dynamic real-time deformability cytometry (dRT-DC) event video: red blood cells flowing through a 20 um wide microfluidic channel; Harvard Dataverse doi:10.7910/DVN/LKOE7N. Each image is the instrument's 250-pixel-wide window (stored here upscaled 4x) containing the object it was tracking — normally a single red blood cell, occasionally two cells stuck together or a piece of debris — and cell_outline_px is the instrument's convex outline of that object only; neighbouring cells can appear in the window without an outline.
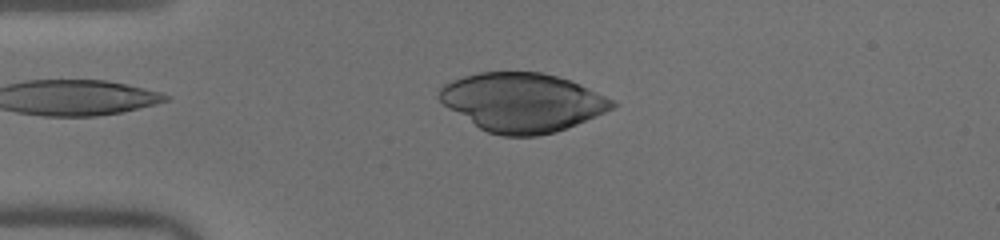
{"species": "human", "species_latin": "Homo sapiens", "temperature_condition": "warm", "stored_images_in_passage": 39, "camera_frame_rate_fps": 3000, "um_per_image_px": 0.085, "donor": {"sex": "male"}, "frame": {"image": 1, "passage_image": 1, "time_ms": 0.0, "image_size_px": [1000, 240], "cell_outline_px": [[620, 104], [596, 116], [556, 132], [536, 136], [504, 136], [488, 132], [480, 128], [444, 104], [436, 96], [440, 88], [444, 84], [452, 80], [464, 76], [480, 72], [540, 72], [572, 80], [616, 100]], "centroid_in_image_um": [44.43, 8.69], "position_along_channel_um": 40.6, "area_um2": 59.13}}